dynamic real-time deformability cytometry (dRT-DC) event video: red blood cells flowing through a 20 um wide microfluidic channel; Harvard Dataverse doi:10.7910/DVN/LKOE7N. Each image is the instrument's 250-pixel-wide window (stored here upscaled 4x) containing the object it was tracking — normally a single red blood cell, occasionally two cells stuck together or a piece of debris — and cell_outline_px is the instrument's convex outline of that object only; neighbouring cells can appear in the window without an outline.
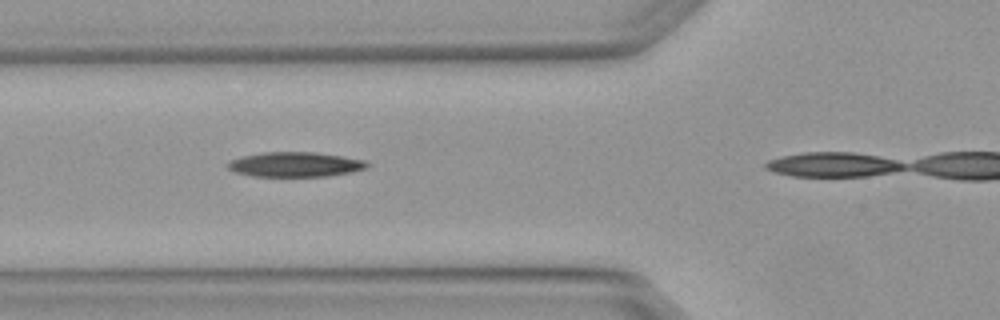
{"species": "Egyptian fruit bat (a non-hibernating species)", "species_latin": "Rousettus aegyptiacus", "temperature_condition": "warm", "stored_images_in_passage": 5, "camera_frame_rate_fps": 3000, "um_per_image_px": 0.085, "animal": {"sex": "female"}, "frame": {"image": 1, "passage_image": 2, "time_ms": 0.333, "image_size_px": [1000, 320], "cell_outline_px": [[372, 164], [368, 168], [352, 172], [328, 176], [252, 176], [236, 172], [228, 168], [228, 160], [244, 156], [264, 152], [312, 152], [340, 156], [364, 160]], "centroid_in_image_um": [25.12, 13.98], "position_along_channel_um": 100.7, "area_um2": 20.06}}